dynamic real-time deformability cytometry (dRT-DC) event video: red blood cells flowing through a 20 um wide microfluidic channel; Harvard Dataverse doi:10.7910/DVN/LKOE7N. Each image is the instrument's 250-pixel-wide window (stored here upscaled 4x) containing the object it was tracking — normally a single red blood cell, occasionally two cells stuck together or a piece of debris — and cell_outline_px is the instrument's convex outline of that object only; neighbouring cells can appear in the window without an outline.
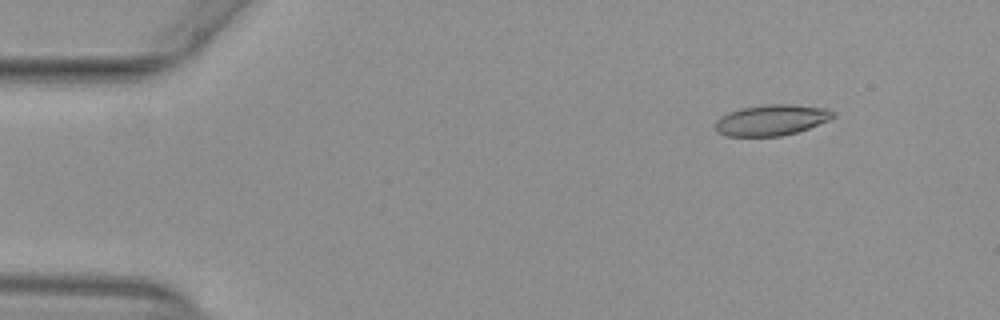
{"species": "common noctule bat (a hibernating species)", "species_latin": "Nyctalus noctula", "temperature_condition": "warm", "stored_images_in_passage": 13, "camera_frame_rate_fps": 3000, "um_per_image_px": 0.085, "animal": {"sex": "female", "body_mass_g": 29.2, "forearm_length_mm": 56.3}, "frame": {"image": 1, "passage_image": 7, "time_ms": 2.0, "image_size_px": [1000, 320], "cell_outline_px": [[836, 116], [828, 120], [808, 128], [796, 132], [780, 136], [728, 136], [720, 132], [716, 128], [716, 120], [720, 116], [728, 112], [740, 108], [764, 104], [792, 104], [828, 108], [836, 112]], "centroid_in_image_um": [65.6, 10.18], "position_along_channel_um": 19.4, "area_um2": 21.21}}